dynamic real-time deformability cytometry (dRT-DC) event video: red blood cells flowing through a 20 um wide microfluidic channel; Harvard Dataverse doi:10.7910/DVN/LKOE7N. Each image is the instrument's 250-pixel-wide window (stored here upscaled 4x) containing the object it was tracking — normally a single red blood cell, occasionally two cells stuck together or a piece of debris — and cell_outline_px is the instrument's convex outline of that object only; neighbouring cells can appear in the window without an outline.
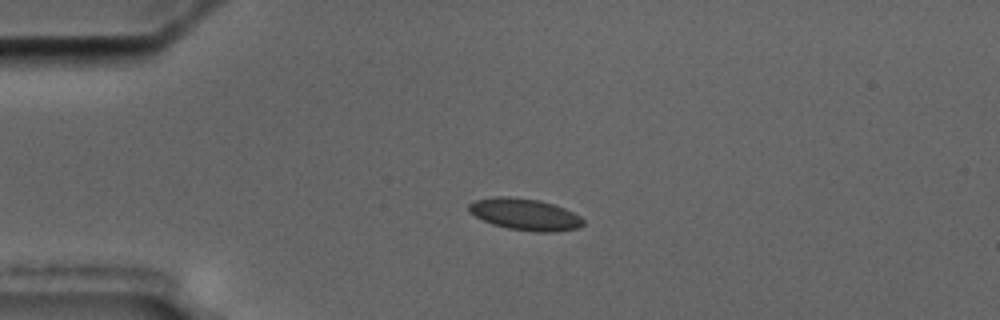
{"species": "common noctule bat (a hibernating species)", "species_latin": "Nyctalus noctula", "temperature_condition": "cold", "stored_images_in_passage": 5, "camera_frame_rate_fps": 3000, "um_per_image_px": 0.085, "animal": {"sex": "male", "body_mass_g": 17.5, "forearm_length_mm": 52.3}, "frame": {"image": 1, "passage_image": 4, "time_ms": 3.667, "image_size_px": [1000, 320], "cell_outline_px": [[584, 224], [580, 228], [552, 232], [532, 232], [508, 228], [492, 224], [468, 212], [468, 204], [472, 200], [496, 196], [508, 196], [540, 200], [564, 208], [580, 216], [584, 220]], "centroid_in_image_um": [44.6, 18.22], "position_along_channel_um": 40.4, "area_um2": 21.27}}